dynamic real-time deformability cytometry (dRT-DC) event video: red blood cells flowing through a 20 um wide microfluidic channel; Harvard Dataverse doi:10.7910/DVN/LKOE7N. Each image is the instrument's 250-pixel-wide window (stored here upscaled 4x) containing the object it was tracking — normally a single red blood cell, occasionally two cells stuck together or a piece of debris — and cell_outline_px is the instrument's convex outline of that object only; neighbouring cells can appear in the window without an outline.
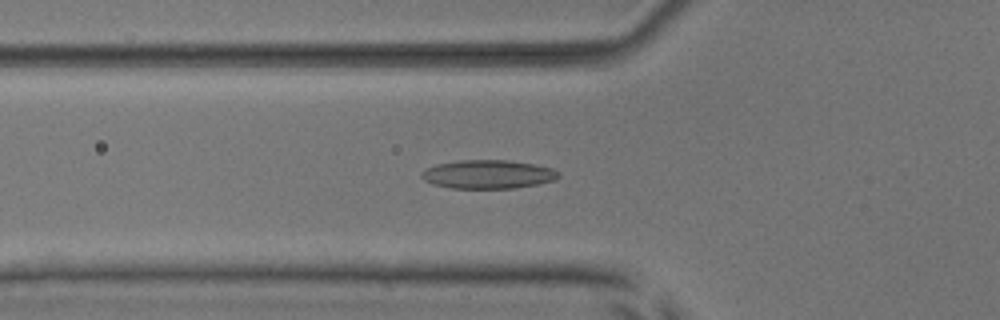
{"species": "common noctule bat (a hibernating species)", "species_latin": "Nyctalus noctula", "temperature_condition": "room temperature", "stored_images_in_passage": 45, "camera_frame_rate_fps": 3000, "um_per_image_px": 0.085, "animal": {"sex": "male", "body_mass_g": 17.9, "forearm_length_mm": 54.2}, "frame": {"image": 1, "passage_image": 11, "time_ms": 3.333, "image_size_px": [1000, 320], "cell_outline_px": [[560, 176], [556, 180], [536, 184], [512, 188], [452, 188], [436, 184], [424, 180], [420, 176], [420, 172], [424, 168], [436, 164], [460, 160], [508, 160], [532, 164], [552, 168], [560, 172]], "centroid_in_image_um": [41.47, 14.81], "position_along_channel_um": 84.3, "area_um2": 22.83}}
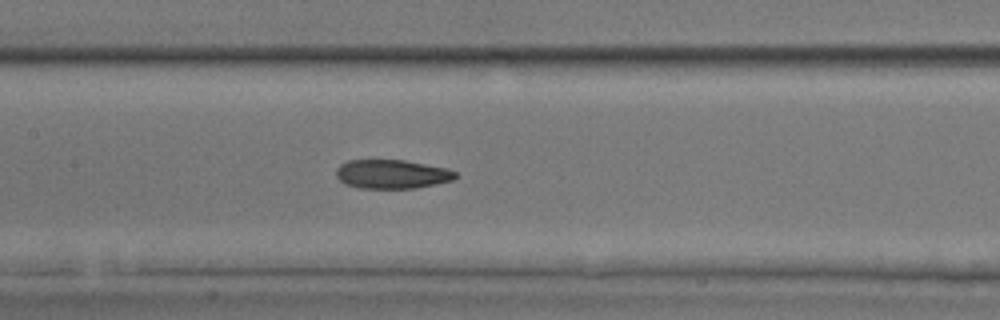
{"frame": {"image": 2, "passage_image": 18, "time_ms": 5.667, "image_size_px": [1000, 320], "cell_outline_px": [[460, 176], [452, 180], [416, 188], [360, 188], [344, 184], [336, 176], [336, 168], [340, 164], [348, 160], [404, 160], [448, 168], [456, 172]], "centroid_in_image_um": [33.31, 14.8], "position_along_channel_um": 174.1, "area_um2": 20.23}}
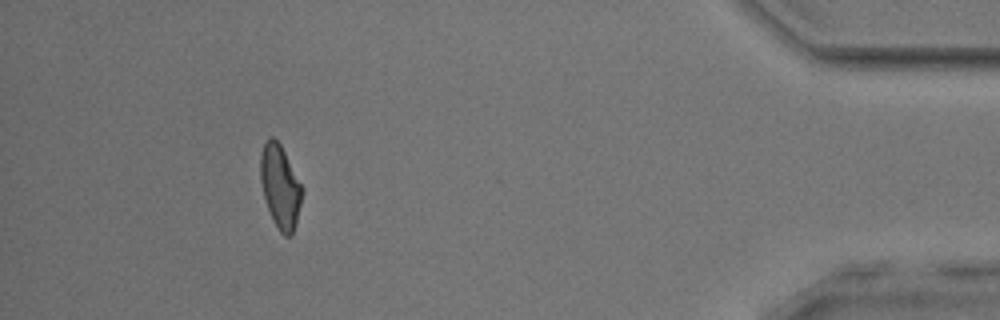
{"frame": {"image": 3, "passage_image": 41, "time_ms": 13.333, "image_size_px": [1000, 320], "cell_outline_px": [[304, 188], [296, 224], [292, 236], [284, 236], [280, 232], [272, 220], [264, 196], [260, 180], [260, 156], [264, 140], [268, 136], [272, 136], [280, 144]], "centroid_in_image_um": [23.81, 15.85], "position_along_channel_um": 411.4, "area_um2": 20.4}, "authors_computed_cell_mechanics": {"area_um2": 20.4034, "velocity_mm_per_s": 3.8335, "shape_relaxation_time_tau1_ms": null, "shape_relaxation_time_tau2_ms": 3.1967, "deformation_change_tau1": null, "deformation_change_tau2": 0.1027}}